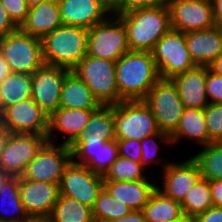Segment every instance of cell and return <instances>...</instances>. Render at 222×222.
Segmentation results:
<instances>
[{"mask_svg": "<svg viewBox=\"0 0 222 222\" xmlns=\"http://www.w3.org/2000/svg\"><path fill=\"white\" fill-rule=\"evenodd\" d=\"M115 76L121 101L144 100L160 79L151 52L129 51L115 65Z\"/></svg>", "mask_w": 222, "mask_h": 222, "instance_id": "cell-1", "label": "cell"}, {"mask_svg": "<svg viewBox=\"0 0 222 222\" xmlns=\"http://www.w3.org/2000/svg\"><path fill=\"white\" fill-rule=\"evenodd\" d=\"M117 16L126 28L130 51L152 52L157 41L171 30L167 3L129 10Z\"/></svg>", "mask_w": 222, "mask_h": 222, "instance_id": "cell-2", "label": "cell"}, {"mask_svg": "<svg viewBox=\"0 0 222 222\" xmlns=\"http://www.w3.org/2000/svg\"><path fill=\"white\" fill-rule=\"evenodd\" d=\"M88 29L62 25L42 39L45 64L72 71L87 55Z\"/></svg>", "mask_w": 222, "mask_h": 222, "instance_id": "cell-3", "label": "cell"}, {"mask_svg": "<svg viewBox=\"0 0 222 222\" xmlns=\"http://www.w3.org/2000/svg\"><path fill=\"white\" fill-rule=\"evenodd\" d=\"M115 65L114 61L87 54L72 72L85 82L102 106H111L120 102Z\"/></svg>", "mask_w": 222, "mask_h": 222, "instance_id": "cell-4", "label": "cell"}, {"mask_svg": "<svg viewBox=\"0 0 222 222\" xmlns=\"http://www.w3.org/2000/svg\"><path fill=\"white\" fill-rule=\"evenodd\" d=\"M0 53L14 73L32 75L45 64L41 39L20 29L0 38Z\"/></svg>", "mask_w": 222, "mask_h": 222, "instance_id": "cell-5", "label": "cell"}, {"mask_svg": "<svg viewBox=\"0 0 222 222\" xmlns=\"http://www.w3.org/2000/svg\"><path fill=\"white\" fill-rule=\"evenodd\" d=\"M116 139H137L159 133L156 119L143 100L121 101L113 105Z\"/></svg>", "mask_w": 222, "mask_h": 222, "instance_id": "cell-6", "label": "cell"}, {"mask_svg": "<svg viewBox=\"0 0 222 222\" xmlns=\"http://www.w3.org/2000/svg\"><path fill=\"white\" fill-rule=\"evenodd\" d=\"M129 51L126 28L117 15L111 14L105 21L88 29L89 56L116 62Z\"/></svg>", "mask_w": 222, "mask_h": 222, "instance_id": "cell-7", "label": "cell"}, {"mask_svg": "<svg viewBox=\"0 0 222 222\" xmlns=\"http://www.w3.org/2000/svg\"><path fill=\"white\" fill-rule=\"evenodd\" d=\"M153 113L160 131L171 135L179 125L185 106L171 79H159L143 100Z\"/></svg>", "mask_w": 222, "mask_h": 222, "instance_id": "cell-8", "label": "cell"}, {"mask_svg": "<svg viewBox=\"0 0 222 222\" xmlns=\"http://www.w3.org/2000/svg\"><path fill=\"white\" fill-rule=\"evenodd\" d=\"M151 53L161 79H171L197 66L182 31L171 29L157 41Z\"/></svg>", "mask_w": 222, "mask_h": 222, "instance_id": "cell-9", "label": "cell"}, {"mask_svg": "<svg viewBox=\"0 0 222 222\" xmlns=\"http://www.w3.org/2000/svg\"><path fill=\"white\" fill-rule=\"evenodd\" d=\"M71 161L72 152L69 146L46 142L28 163L22 177L30 181L59 184Z\"/></svg>", "mask_w": 222, "mask_h": 222, "instance_id": "cell-10", "label": "cell"}, {"mask_svg": "<svg viewBox=\"0 0 222 222\" xmlns=\"http://www.w3.org/2000/svg\"><path fill=\"white\" fill-rule=\"evenodd\" d=\"M103 188V175L73 161L65 168L59 183L60 195L78 200L91 208Z\"/></svg>", "mask_w": 222, "mask_h": 222, "instance_id": "cell-11", "label": "cell"}, {"mask_svg": "<svg viewBox=\"0 0 222 222\" xmlns=\"http://www.w3.org/2000/svg\"><path fill=\"white\" fill-rule=\"evenodd\" d=\"M46 142L45 135L10 133L0 155V168L12 176H22Z\"/></svg>", "mask_w": 222, "mask_h": 222, "instance_id": "cell-12", "label": "cell"}, {"mask_svg": "<svg viewBox=\"0 0 222 222\" xmlns=\"http://www.w3.org/2000/svg\"><path fill=\"white\" fill-rule=\"evenodd\" d=\"M167 5L171 29L186 33L216 26L210 0H168Z\"/></svg>", "mask_w": 222, "mask_h": 222, "instance_id": "cell-13", "label": "cell"}, {"mask_svg": "<svg viewBox=\"0 0 222 222\" xmlns=\"http://www.w3.org/2000/svg\"><path fill=\"white\" fill-rule=\"evenodd\" d=\"M69 148L73 162L103 176L119 156L116 139L87 137L84 141H74Z\"/></svg>", "mask_w": 222, "mask_h": 222, "instance_id": "cell-14", "label": "cell"}, {"mask_svg": "<svg viewBox=\"0 0 222 222\" xmlns=\"http://www.w3.org/2000/svg\"><path fill=\"white\" fill-rule=\"evenodd\" d=\"M69 72L66 68L44 64L31 75V98L48 117L60 108L63 81Z\"/></svg>", "mask_w": 222, "mask_h": 222, "instance_id": "cell-15", "label": "cell"}, {"mask_svg": "<svg viewBox=\"0 0 222 222\" xmlns=\"http://www.w3.org/2000/svg\"><path fill=\"white\" fill-rule=\"evenodd\" d=\"M49 117L32 100L24 99L3 110V126L10 133L47 135Z\"/></svg>", "mask_w": 222, "mask_h": 222, "instance_id": "cell-16", "label": "cell"}, {"mask_svg": "<svg viewBox=\"0 0 222 222\" xmlns=\"http://www.w3.org/2000/svg\"><path fill=\"white\" fill-rule=\"evenodd\" d=\"M162 170V187L157 183V189L180 203L187 192L202 178L199 166L191 156L180 163L170 162Z\"/></svg>", "mask_w": 222, "mask_h": 222, "instance_id": "cell-17", "label": "cell"}, {"mask_svg": "<svg viewBox=\"0 0 222 222\" xmlns=\"http://www.w3.org/2000/svg\"><path fill=\"white\" fill-rule=\"evenodd\" d=\"M63 25L86 29L105 21L111 9L101 0H57Z\"/></svg>", "mask_w": 222, "mask_h": 222, "instance_id": "cell-18", "label": "cell"}, {"mask_svg": "<svg viewBox=\"0 0 222 222\" xmlns=\"http://www.w3.org/2000/svg\"><path fill=\"white\" fill-rule=\"evenodd\" d=\"M19 194L29 216H49L59 195V184L19 177Z\"/></svg>", "mask_w": 222, "mask_h": 222, "instance_id": "cell-19", "label": "cell"}, {"mask_svg": "<svg viewBox=\"0 0 222 222\" xmlns=\"http://www.w3.org/2000/svg\"><path fill=\"white\" fill-rule=\"evenodd\" d=\"M93 113L84 109L59 108L49 116L47 142L57 144L53 134L54 131H59L66 138L61 144L70 146L89 123Z\"/></svg>", "mask_w": 222, "mask_h": 222, "instance_id": "cell-20", "label": "cell"}, {"mask_svg": "<svg viewBox=\"0 0 222 222\" xmlns=\"http://www.w3.org/2000/svg\"><path fill=\"white\" fill-rule=\"evenodd\" d=\"M208 66H196L171 78L185 108L205 109L209 104L206 94Z\"/></svg>", "mask_w": 222, "mask_h": 222, "instance_id": "cell-21", "label": "cell"}, {"mask_svg": "<svg viewBox=\"0 0 222 222\" xmlns=\"http://www.w3.org/2000/svg\"><path fill=\"white\" fill-rule=\"evenodd\" d=\"M185 40L192 60L197 66H209L222 54V28L185 33Z\"/></svg>", "mask_w": 222, "mask_h": 222, "instance_id": "cell-22", "label": "cell"}, {"mask_svg": "<svg viewBox=\"0 0 222 222\" xmlns=\"http://www.w3.org/2000/svg\"><path fill=\"white\" fill-rule=\"evenodd\" d=\"M62 25L57 0H46L29 8L28 15L19 29L24 33L42 39L46 34Z\"/></svg>", "mask_w": 222, "mask_h": 222, "instance_id": "cell-23", "label": "cell"}, {"mask_svg": "<svg viewBox=\"0 0 222 222\" xmlns=\"http://www.w3.org/2000/svg\"><path fill=\"white\" fill-rule=\"evenodd\" d=\"M152 182L153 179L150 181L149 178L136 181H104V188L132 210H142L157 189V183Z\"/></svg>", "mask_w": 222, "mask_h": 222, "instance_id": "cell-24", "label": "cell"}, {"mask_svg": "<svg viewBox=\"0 0 222 222\" xmlns=\"http://www.w3.org/2000/svg\"><path fill=\"white\" fill-rule=\"evenodd\" d=\"M102 105L93 97L85 82L70 71L64 81L60 96V108L84 109L96 112Z\"/></svg>", "mask_w": 222, "mask_h": 222, "instance_id": "cell-25", "label": "cell"}, {"mask_svg": "<svg viewBox=\"0 0 222 222\" xmlns=\"http://www.w3.org/2000/svg\"><path fill=\"white\" fill-rule=\"evenodd\" d=\"M182 138L194 141L201 147L211 143L208 137L204 109L185 108L176 130L170 135L171 145Z\"/></svg>", "mask_w": 222, "mask_h": 222, "instance_id": "cell-26", "label": "cell"}, {"mask_svg": "<svg viewBox=\"0 0 222 222\" xmlns=\"http://www.w3.org/2000/svg\"><path fill=\"white\" fill-rule=\"evenodd\" d=\"M146 222H172L182 215L181 203L156 189L142 209Z\"/></svg>", "mask_w": 222, "mask_h": 222, "instance_id": "cell-27", "label": "cell"}, {"mask_svg": "<svg viewBox=\"0 0 222 222\" xmlns=\"http://www.w3.org/2000/svg\"><path fill=\"white\" fill-rule=\"evenodd\" d=\"M31 93V74L11 72L0 83V107L2 111L24 99H30Z\"/></svg>", "mask_w": 222, "mask_h": 222, "instance_id": "cell-28", "label": "cell"}, {"mask_svg": "<svg viewBox=\"0 0 222 222\" xmlns=\"http://www.w3.org/2000/svg\"><path fill=\"white\" fill-rule=\"evenodd\" d=\"M49 217L52 222H95L91 207L64 195H59Z\"/></svg>", "mask_w": 222, "mask_h": 222, "instance_id": "cell-29", "label": "cell"}, {"mask_svg": "<svg viewBox=\"0 0 222 222\" xmlns=\"http://www.w3.org/2000/svg\"><path fill=\"white\" fill-rule=\"evenodd\" d=\"M0 203L2 205L0 208V221L28 219L29 215L26 213L20 199L19 176H12L0 189Z\"/></svg>", "mask_w": 222, "mask_h": 222, "instance_id": "cell-30", "label": "cell"}, {"mask_svg": "<svg viewBox=\"0 0 222 222\" xmlns=\"http://www.w3.org/2000/svg\"><path fill=\"white\" fill-rule=\"evenodd\" d=\"M87 137L115 140V124L113 105L101 106L91 115L89 123L84 127L75 141H84Z\"/></svg>", "mask_w": 222, "mask_h": 222, "instance_id": "cell-31", "label": "cell"}, {"mask_svg": "<svg viewBox=\"0 0 222 222\" xmlns=\"http://www.w3.org/2000/svg\"><path fill=\"white\" fill-rule=\"evenodd\" d=\"M191 158L198 164L203 179L222 180V142H211L203 146Z\"/></svg>", "mask_w": 222, "mask_h": 222, "instance_id": "cell-32", "label": "cell"}, {"mask_svg": "<svg viewBox=\"0 0 222 222\" xmlns=\"http://www.w3.org/2000/svg\"><path fill=\"white\" fill-rule=\"evenodd\" d=\"M213 206L210 181L201 178L181 202L183 215L197 216Z\"/></svg>", "mask_w": 222, "mask_h": 222, "instance_id": "cell-33", "label": "cell"}, {"mask_svg": "<svg viewBox=\"0 0 222 222\" xmlns=\"http://www.w3.org/2000/svg\"><path fill=\"white\" fill-rule=\"evenodd\" d=\"M132 211L130 207L115 199L105 188L99 193L92 207L95 222H106L126 216Z\"/></svg>", "mask_w": 222, "mask_h": 222, "instance_id": "cell-34", "label": "cell"}, {"mask_svg": "<svg viewBox=\"0 0 222 222\" xmlns=\"http://www.w3.org/2000/svg\"><path fill=\"white\" fill-rule=\"evenodd\" d=\"M145 174L140 162L118 156L103 177L104 181H136L148 179Z\"/></svg>", "mask_w": 222, "mask_h": 222, "instance_id": "cell-35", "label": "cell"}, {"mask_svg": "<svg viewBox=\"0 0 222 222\" xmlns=\"http://www.w3.org/2000/svg\"><path fill=\"white\" fill-rule=\"evenodd\" d=\"M162 142L166 145L171 144L170 135L162 131L140 140L141 143L140 163L145 169H147L146 168L147 166L150 167L153 163L157 164L158 166H161L164 169L170 163L169 160L167 161L163 160V158L161 157L160 158L157 157V159H155L156 154L158 155L157 152L159 150L158 148L159 144Z\"/></svg>", "mask_w": 222, "mask_h": 222, "instance_id": "cell-36", "label": "cell"}, {"mask_svg": "<svg viewBox=\"0 0 222 222\" xmlns=\"http://www.w3.org/2000/svg\"><path fill=\"white\" fill-rule=\"evenodd\" d=\"M204 116L211 142H222V104L209 103L204 109Z\"/></svg>", "mask_w": 222, "mask_h": 222, "instance_id": "cell-37", "label": "cell"}, {"mask_svg": "<svg viewBox=\"0 0 222 222\" xmlns=\"http://www.w3.org/2000/svg\"><path fill=\"white\" fill-rule=\"evenodd\" d=\"M13 22L20 27L25 21L29 7L25 0H0Z\"/></svg>", "mask_w": 222, "mask_h": 222, "instance_id": "cell-38", "label": "cell"}, {"mask_svg": "<svg viewBox=\"0 0 222 222\" xmlns=\"http://www.w3.org/2000/svg\"><path fill=\"white\" fill-rule=\"evenodd\" d=\"M206 94L209 103L222 104V75L216 74L210 69L206 76Z\"/></svg>", "mask_w": 222, "mask_h": 222, "instance_id": "cell-39", "label": "cell"}, {"mask_svg": "<svg viewBox=\"0 0 222 222\" xmlns=\"http://www.w3.org/2000/svg\"><path fill=\"white\" fill-rule=\"evenodd\" d=\"M168 0H118L117 5L111 10L112 14L118 15L129 10L148 8L166 4Z\"/></svg>", "mask_w": 222, "mask_h": 222, "instance_id": "cell-40", "label": "cell"}, {"mask_svg": "<svg viewBox=\"0 0 222 222\" xmlns=\"http://www.w3.org/2000/svg\"><path fill=\"white\" fill-rule=\"evenodd\" d=\"M119 156L129 158L134 162H140L141 143L137 139H116Z\"/></svg>", "mask_w": 222, "mask_h": 222, "instance_id": "cell-41", "label": "cell"}, {"mask_svg": "<svg viewBox=\"0 0 222 222\" xmlns=\"http://www.w3.org/2000/svg\"><path fill=\"white\" fill-rule=\"evenodd\" d=\"M19 27L13 22L0 1V36H5L18 30Z\"/></svg>", "mask_w": 222, "mask_h": 222, "instance_id": "cell-42", "label": "cell"}, {"mask_svg": "<svg viewBox=\"0 0 222 222\" xmlns=\"http://www.w3.org/2000/svg\"><path fill=\"white\" fill-rule=\"evenodd\" d=\"M197 222H222V207L212 206L196 216Z\"/></svg>", "mask_w": 222, "mask_h": 222, "instance_id": "cell-43", "label": "cell"}, {"mask_svg": "<svg viewBox=\"0 0 222 222\" xmlns=\"http://www.w3.org/2000/svg\"><path fill=\"white\" fill-rule=\"evenodd\" d=\"M213 206L222 207V180L210 181Z\"/></svg>", "mask_w": 222, "mask_h": 222, "instance_id": "cell-44", "label": "cell"}, {"mask_svg": "<svg viewBox=\"0 0 222 222\" xmlns=\"http://www.w3.org/2000/svg\"><path fill=\"white\" fill-rule=\"evenodd\" d=\"M106 222H146V219L142 210H132L126 216L114 220H109Z\"/></svg>", "mask_w": 222, "mask_h": 222, "instance_id": "cell-45", "label": "cell"}, {"mask_svg": "<svg viewBox=\"0 0 222 222\" xmlns=\"http://www.w3.org/2000/svg\"><path fill=\"white\" fill-rule=\"evenodd\" d=\"M213 6V17L216 26L222 25V0H211Z\"/></svg>", "mask_w": 222, "mask_h": 222, "instance_id": "cell-46", "label": "cell"}, {"mask_svg": "<svg viewBox=\"0 0 222 222\" xmlns=\"http://www.w3.org/2000/svg\"><path fill=\"white\" fill-rule=\"evenodd\" d=\"M11 73L9 65L5 61L4 57L0 53V83Z\"/></svg>", "mask_w": 222, "mask_h": 222, "instance_id": "cell-47", "label": "cell"}, {"mask_svg": "<svg viewBox=\"0 0 222 222\" xmlns=\"http://www.w3.org/2000/svg\"><path fill=\"white\" fill-rule=\"evenodd\" d=\"M208 67L212 72L222 75V54L217 57Z\"/></svg>", "mask_w": 222, "mask_h": 222, "instance_id": "cell-48", "label": "cell"}, {"mask_svg": "<svg viewBox=\"0 0 222 222\" xmlns=\"http://www.w3.org/2000/svg\"><path fill=\"white\" fill-rule=\"evenodd\" d=\"M9 136L10 132L4 126L0 127V155Z\"/></svg>", "mask_w": 222, "mask_h": 222, "instance_id": "cell-49", "label": "cell"}, {"mask_svg": "<svg viewBox=\"0 0 222 222\" xmlns=\"http://www.w3.org/2000/svg\"><path fill=\"white\" fill-rule=\"evenodd\" d=\"M12 177L11 174L5 172L0 168V189L8 182V180Z\"/></svg>", "mask_w": 222, "mask_h": 222, "instance_id": "cell-50", "label": "cell"}, {"mask_svg": "<svg viewBox=\"0 0 222 222\" xmlns=\"http://www.w3.org/2000/svg\"><path fill=\"white\" fill-rule=\"evenodd\" d=\"M27 222H52L49 216H29Z\"/></svg>", "mask_w": 222, "mask_h": 222, "instance_id": "cell-51", "label": "cell"}, {"mask_svg": "<svg viewBox=\"0 0 222 222\" xmlns=\"http://www.w3.org/2000/svg\"><path fill=\"white\" fill-rule=\"evenodd\" d=\"M172 222H197L195 216L182 215L179 219Z\"/></svg>", "mask_w": 222, "mask_h": 222, "instance_id": "cell-52", "label": "cell"}, {"mask_svg": "<svg viewBox=\"0 0 222 222\" xmlns=\"http://www.w3.org/2000/svg\"><path fill=\"white\" fill-rule=\"evenodd\" d=\"M105 5H107L111 10L117 5L118 0H101Z\"/></svg>", "mask_w": 222, "mask_h": 222, "instance_id": "cell-53", "label": "cell"}, {"mask_svg": "<svg viewBox=\"0 0 222 222\" xmlns=\"http://www.w3.org/2000/svg\"><path fill=\"white\" fill-rule=\"evenodd\" d=\"M26 4L29 8L34 7L36 5H39L41 2L46 1V0H25Z\"/></svg>", "mask_w": 222, "mask_h": 222, "instance_id": "cell-54", "label": "cell"}, {"mask_svg": "<svg viewBox=\"0 0 222 222\" xmlns=\"http://www.w3.org/2000/svg\"><path fill=\"white\" fill-rule=\"evenodd\" d=\"M2 126H3V111L0 107V127H2Z\"/></svg>", "mask_w": 222, "mask_h": 222, "instance_id": "cell-55", "label": "cell"}, {"mask_svg": "<svg viewBox=\"0 0 222 222\" xmlns=\"http://www.w3.org/2000/svg\"><path fill=\"white\" fill-rule=\"evenodd\" d=\"M0 222H27V219H24V220H8V221H0Z\"/></svg>", "mask_w": 222, "mask_h": 222, "instance_id": "cell-56", "label": "cell"}]
</instances>
